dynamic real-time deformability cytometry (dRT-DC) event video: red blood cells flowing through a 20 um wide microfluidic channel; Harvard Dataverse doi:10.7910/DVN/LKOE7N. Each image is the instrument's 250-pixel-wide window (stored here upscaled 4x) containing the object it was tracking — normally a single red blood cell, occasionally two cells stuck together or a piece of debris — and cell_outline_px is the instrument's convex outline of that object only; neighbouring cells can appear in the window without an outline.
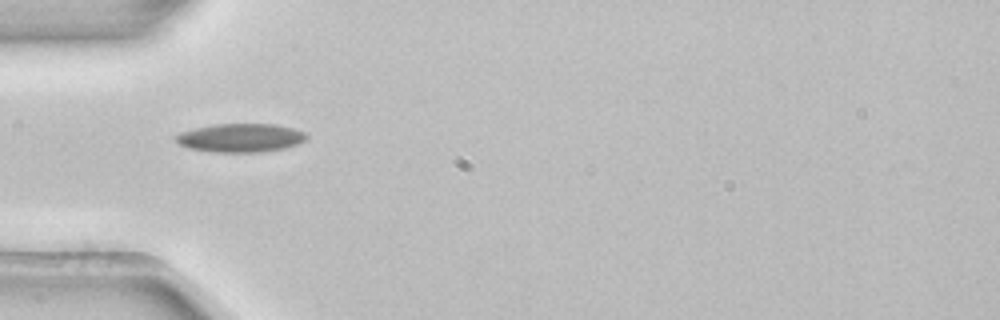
{"species": "common noctule bat (a hibernating species)", "species_latin": "Nyctalus noctula", "temperature_condition": "room temperature", "stored_images_in_passage": 33, "camera_frame_rate_fps": 3000, "um_per_image_px": 0.085, "animal": {"sex": "female", "body_mass_g": 22.7, "forearm_length_mm": 54.2}, "frame": {"image": 1, "passage_image": 1, "time_ms": 0.0, "image_size_px": [1000, 320], "cell_outline_px": [[308, 136], [304, 140], [296, 144], [284, 148], [260, 152], [212, 152], [188, 148], [180, 144], [176, 140], [176, 136], [180, 132], [196, 128], [216, 124], [276, 124], [292, 128], [304, 132]], "centroid_in_image_um": [20.44, 11.71], "position_along_channel_um": 64.6, "area_um2": 21.56}}
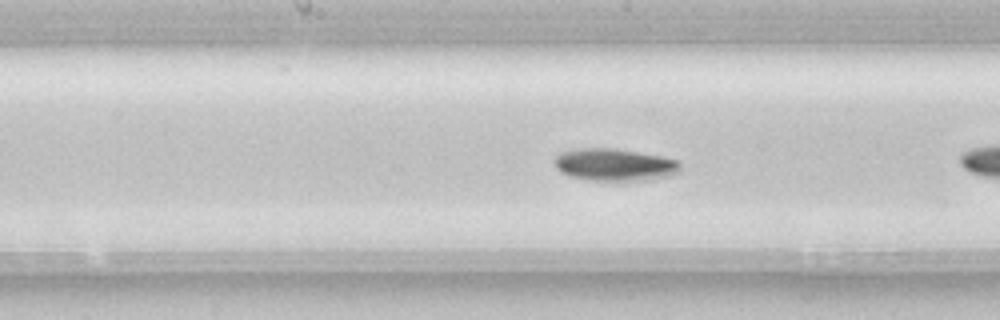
{"frame": {"image": 2, "passage_image": 6, "time_ms": 1.667, "image_size_px": [1000, 320], "cell_outline_px": [[680, 172], [668, 176], [648, 180], [588, 180], [568, 176], [560, 172], [556, 168], [556, 156], [564, 152], [580, 148], [616, 148], [664, 156], [676, 160], [680, 164]], "centroid_in_image_um": [52.27, 14.0], "position_along_channel_um": 195.9, "area_um2": 23.7}, "authors_computed_cell_mechanics": {"area_um2": 21.1548, "velocity_mm_per_s": 3.8393, "shape_relaxation_time_tau1_ms": 2.7428, "shape_relaxation_time_tau2_ms": null, "deformation_change_tau1": 0.0616, "deformation_change_tau2": null}}